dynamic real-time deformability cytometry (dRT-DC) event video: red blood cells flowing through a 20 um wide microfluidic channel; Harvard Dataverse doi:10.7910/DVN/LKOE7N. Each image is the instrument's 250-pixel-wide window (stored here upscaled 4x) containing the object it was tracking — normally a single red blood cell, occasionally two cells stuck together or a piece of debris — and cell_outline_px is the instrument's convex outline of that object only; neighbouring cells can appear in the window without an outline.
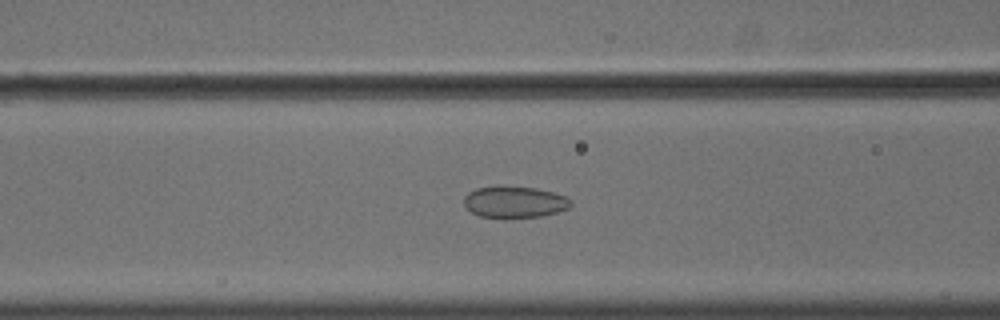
{"species": "common noctule bat (a hibernating species)", "species_latin": "Nyctalus noctula", "temperature_condition": "cold", "stored_images_in_passage": 56, "camera_frame_rate_fps": 3000, "um_per_image_px": 0.085, "animal": {"sex": "male", "body_mass_g": 18.8}, "frame": {"image": 1, "passage_image": 24, "time_ms": 7.667, "image_size_px": [1000, 320], "cell_outline_px": [[572, 204], [568, 208], [556, 212], [540, 216], [480, 216], [472, 212], [464, 204], [464, 196], [468, 192], [476, 188], [536, 188], [556, 192], [572, 200]], "centroid_in_image_um": [43.78, 17.16], "position_along_channel_um": 122.8, "area_um2": 18.73}}
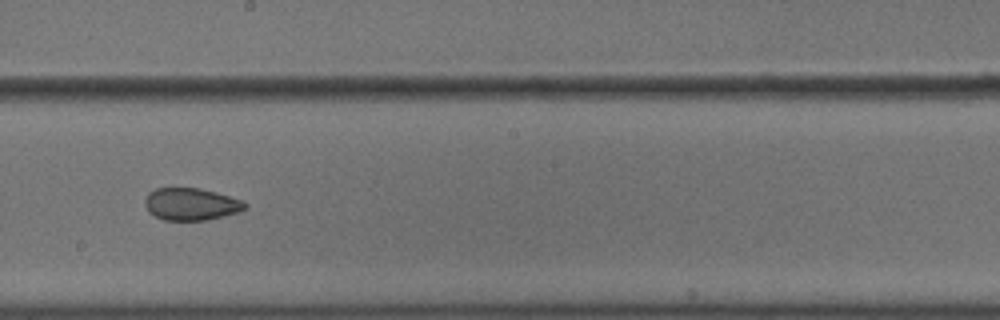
{"frame": {"image": 2, "passage_image": 33, "time_ms": 10.667, "image_size_px": [1000, 320], "cell_outline_px": [[248, 208], [224, 216], [208, 220], [164, 220], [148, 212], [144, 204], [144, 200], [148, 192], [156, 188], [200, 188], [216, 192], [244, 200], [248, 204]], "centroid_in_image_um": [16.25, 17.35], "position_along_channel_um": 232.0, "area_um2": 19.02}}
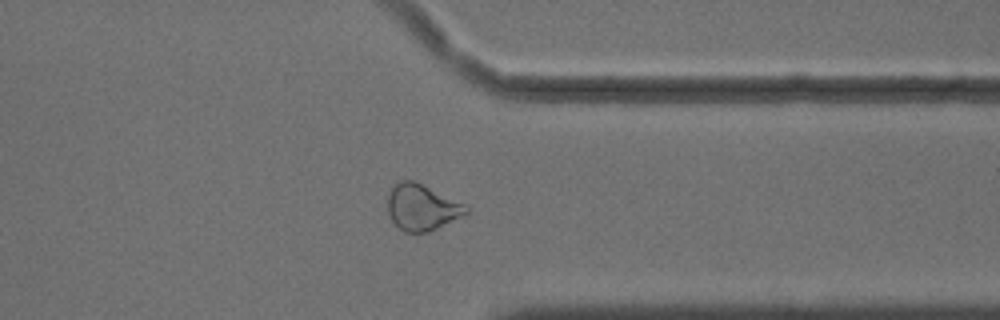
{"frame": {"image": 3, "passage_image": 45, "time_ms": 14.667, "image_size_px": [1000, 320], "cell_outline_px": [[468, 216], [428, 232], [404, 232], [388, 216], [388, 192], [400, 180], [412, 180], [464, 204], [468, 208]], "centroid_in_image_um": [35.88, 17.65], "position_along_channel_um": 375.5, "area_um2": 21.04}, "authors_computed_cell_mechanics": {"area_um2": 21.9929, "velocity_mm_per_s": 3.6244, "shape_relaxation_time_tau1_ms": null, "shape_relaxation_time_tau2_ms": 2.6284, "deformation_change_tau1": null, "deformation_change_tau2": 0.0621}}